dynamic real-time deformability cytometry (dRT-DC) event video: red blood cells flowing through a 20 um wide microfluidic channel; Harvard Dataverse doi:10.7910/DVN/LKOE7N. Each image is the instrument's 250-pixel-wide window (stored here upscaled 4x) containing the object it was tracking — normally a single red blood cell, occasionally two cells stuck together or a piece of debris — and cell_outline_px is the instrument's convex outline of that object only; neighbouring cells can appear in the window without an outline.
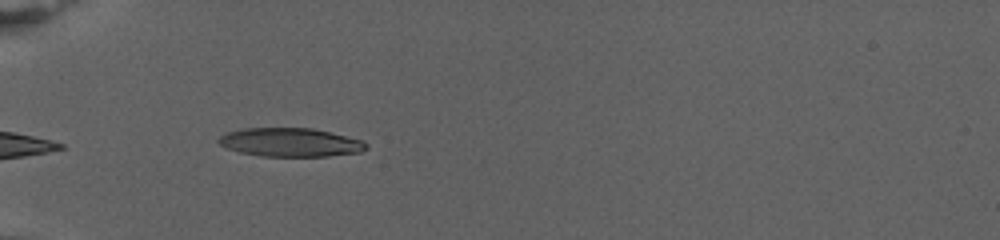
{"species": "human", "species_latin": "Homo sapiens", "temperature_condition": "warm", "stored_images_in_passage": 3, "camera_frame_rate_fps": 3000, "um_per_image_px": 0.085, "donor": {"sex": "female"}, "frame": {"image": 1, "passage_image": 1, "time_ms": 0.0, "image_size_px": [1000, 240], "cell_outline_px": [[368, 148], [360, 152], [328, 156], [260, 156], [240, 152], [228, 148], [220, 144], [216, 140], [220, 136], [228, 132], [244, 128], [312, 128], [364, 140], [368, 144]], "centroid_in_image_um": [24.71, 12.1], "position_along_channel_um": 60.3, "area_um2": 24.62}}